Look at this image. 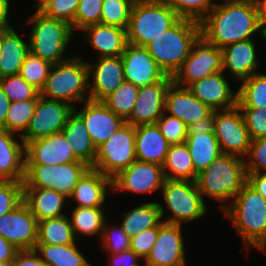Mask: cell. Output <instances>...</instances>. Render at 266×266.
<instances>
[{
  "label": "cell",
  "mask_w": 266,
  "mask_h": 266,
  "mask_svg": "<svg viewBox=\"0 0 266 266\" xmlns=\"http://www.w3.org/2000/svg\"><path fill=\"white\" fill-rule=\"evenodd\" d=\"M52 64L28 52L21 66L20 76L39 92L44 88Z\"/></svg>",
  "instance_id": "cell-41"
},
{
  "label": "cell",
  "mask_w": 266,
  "mask_h": 266,
  "mask_svg": "<svg viewBox=\"0 0 266 266\" xmlns=\"http://www.w3.org/2000/svg\"><path fill=\"white\" fill-rule=\"evenodd\" d=\"M199 36V22L180 18L145 48L158 67L166 75L173 77L189 56L191 47Z\"/></svg>",
  "instance_id": "cell-4"
},
{
  "label": "cell",
  "mask_w": 266,
  "mask_h": 266,
  "mask_svg": "<svg viewBox=\"0 0 266 266\" xmlns=\"http://www.w3.org/2000/svg\"><path fill=\"white\" fill-rule=\"evenodd\" d=\"M11 9H0V33H4L8 31L11 27L12 24L9 21L8 17L10 14Z\"/></svg>",
  "instance_id": "cell-59"
},
{
  "label": "cell",
  "mask_w": 266,
  "mask_h": 266,
  "mask_svg": "<svg viewBox=\"0 0 266 266\" xmlns=\"http://www.w3.org/2000/svg\"><path fill=\"white\" fill-rule=\"evenodd\" d=\"M258 33V34H257ZM260 35L262 31L260 6L257 0H224L215 3L200 22V35L219 49Z\"/></svg>",
  "instance_id": "cell-1"
},
{
  "label": "cell",
  "mask_w": 266,
  "mask_h": 266,
  "mask_svg": "<svg viewBox=\"0 0 266 266\" xmlns=\"http://www.w3.org/2000/svg\"><path fill=\"white\" fill-rule=\"evenodd\" d=\"M13 26L1 33L0 78L20 74L21 66L29 52V42Z\"/></svg>",
  "instance_id": "cell-30"
},
{
  "label": "cell",
  "mask_w": 266,
  "mask_h": 266,
  "mask_svg": "<svg viewBox=\"0 0 266 266\" xmlns=\"http://www.w3.org/2000/svg\"><path fill=\"white\" fill-rule=\"evenodd\" d=\"M77 242L68 214L38 222L36 245H69Z\"/></svg>",
  "instance_id": "cell-36"
},
{
  "label": "cell",
  "mask_w": 266,
  "mask_h": 266,
  "mask_svg": "<svg viewBox=\"0 0 266 266\" xmlns=\"http://www.w3.org/2000/svg\"><path fill=\"white\" fill-rule=\"evenodd\" d=\"M179 19L165 0H135L127 28L128 43L145 47Z\"/></svg>",
  "instance_id": "cell-7"
},
{
  "label": "cell",
  "mask_w": 266,
  "mask_h": 266,
  "mask_svg": "<svg viewBox=\"0 0 266 266\" xmlns=\"http://www.w3.org/2000/svg\"><path fill=\"white\" fill-rule=\"evenodd\" d=\"M11 8L10 0H0V9H9Z\"/></svg>",
  "instance_id": "cell-61"
},
{
  "label": "cell",
  "mask_w": 266,
  "mask_h": 266,
  "mask_svg": "<svg viewBox=\"0 0 266 266\" xmlns=\"http://www.w3.org/2000/svg\"><path fill=\"white\" fill-rule=\"evenodd\" d=\"M257 43L254 39L236 42L221 49L223 72L231 74L234 81H243L258 73Z\"/></svg>",
  "instance_id": "cell-23"
},
{
  "label": "cell",
  "mask_w": 266,
  "mask_h": 266,
  "mask_svg": "<svg viewBox=\"0 0 266 266\" xmlns=\"http://www.w3.org/2000/svg\"><path fill=\"white\" fill-rule=\"evenodd\" d=\"M23 202L38 222L66 215L69 206L68 197L51 188L23 187Z\"/></svg>",
  "instance_id": "cell-27"
},
{
  "label": "cell",
  "mask_w": 266,
  "mask_h": 266,
  "mask_svg": "<svg viewBox=\"0 0 266 266\" xmlns=\"http://www.w3.org/2000/svg\"><path fill=\"white\" fill-rule=\"evenodd\" d=\"M73 111L74 107L67 102L39 95L33 117L20 138L26 145L32 140L60 133Z\"/></svg>",
  "instance_id": "cell-13"
},
{
  "label": "cell",
  "mask_w": 266,
  "mask_h": 266,
  "mask_svg": "<svg viewBox=\"0 0 266 266\" xmlns=\"http://www.w3.org/2000/svg\"><path fill=\"white\" fill-rule=\"evenodd\" d=\"M121 215L123 220L119 225L130 238L146 229L158 226L163 221L158 202L154 201L139 204Z\"/></svg>",
  "instance_id": "cell-33"
},
{
  "label": "cell",
  "mask_w": 266,
  "mask_h": 266,
  "mask_svg": "<svg viewBox=\"0 0 266 266\" xmlns=\"http://www.w3.org/2000/svg\"><path fill=\"white\" fill-rule=\"evenodd\" d=\"M40 95L67 102L73 107V103L90 99L87 61L72 55L69 60L52 65Z\"/></svg>",
  "instance_id": "cell-5"
},
{
  "label": "cell",
  "mask_w": 266,
  "mask_h": 266,
  "mask_svg": "<svg viewBox=\"0 0 266 266\" xmlns=\"http://www.w3.org/2000/svg\"><path fill=\"white\" fill-rule=\"evenodd\" d=\"M164 181L161 165L136 160L112 178V189L118 193L148 194L160 191Z\"/></svg>",
  "instance_id": "cell-14"
},
{
  "label": "cell",
  "mask_w": 266,
  "mask_h": 266,
  "mask_svg": "<svg viewBox=\"0 0 266 266\" xmlns=\"http://www.w3.org/2000/svg\"><path fill=\"white\" fill-rule=\"evenodd\" d=\"M69 245H36L34 251L48 266H93L77 248Z\"/></svg>",
  "instance_id": "cell-37"
},
{
  "label": "cell",
  "mask_w": 266,
  "mask_h": 266,
  "mask_svg": "<svg viewBox=\"0 0 266 266\" xmlns=\"http://www.w3.org/2000/svg\"><path fill=\"white\" fill-rule=\"evenodd\" d=\"M80 111H74L87 127L89 136L96 149L105 143L126 121L112 112L102 101L88 99L82 102Z\"/></svg>",
  "instance_id": "cell-18"
},
{
  "label": "cell",
  "mask_w": 266,
  "mask_h": 266,
  "mask_svg": "<svg viewBox=\"0 0 266 266\" xmlns=\"http://www.w3.org/2000/svg\"><path fill=\"white\" fill-rule=\"evenodd\" d=\"M103 0H80L74 19V31L101 23Z\"/></svg>",
  "instance_id": "cell-47"
},
{
  "label": "cell",
  "mask_w": 266,
  "mask_h": 266,
  "mask_svg": "<svg viewBox=\"0 0 266 266\" xmlns=\"http://www.w3.org/2000/svg\"><path fill=\"white\" fill-rule=\"evenodd\" d=\"M28 18V24H32L27 40L30 52L52 65L65 62L71 58H67L65 55V51L75 33L70 24L47 17L37 9Z\"/></svg>",
  "instance_id": "cell-6"
},
{
  "label": "cell",
  "mask_w": 266,
  "mask_h": 266,
  "mask_svg": "<svg viewBox=\"0 0 266 266\" xmlns=\"http://www.w3.org/2000/svg\"><path fill=\"white\" fill-rule=\"evenodd\" d=\"M169 146L156 123L135 126V153L138 161L162 166Z\"/></svg>",
  "instance_id": "cell-29"
},
{
  "label": "cell",
  "mask_w": 266,
  "mask_h": 266,
  "mask_svg": "<svg viewBox=\"0 0 266 266\" xmlns=\"http://www.w3.org/2000/svg\"><path fill=\"white\" fill-rule=\"evenodd\" d=\"M251 140L266 137V108L239 107Z\"/></svg>",
  "instance_id": "cell-51"
},
{
  "label": "cell",
  "mask_w": 266,
  "mask_h": 266,
  "mask_svg": "<svg viewBox=\"0 0 266 266\" xmlns=\"http://www.w3.org/2000/svg\"><path fill=\"white\" fill-rule=\"evenodd\" d=\"M70 211L69 220L74 231V234L78 239L82 235L92 237L99 236V240L102 236L105 220L108 218L105 213V207H76L73 206ZM71 217V218H70Z\"/></svg>",
  "instance_id": "cell-34"
},
{
  "label": "cell",
  "mask_w": 266,
  "mask_h": 266,
  "mask_svg": "<svg viewBox=\"0 0 266 266\" xmlns=\"http://www.w3.org/2000/svg\"><path fill=\"white\" fill-rule=\"evenodd\" d=\"M180 18L201 22L214 7L213 0H165Z\"/></svg>",
  "instance_id": "cell-45"
},
{
  "label": "cell",
  "mask_w": 266,
  "mask_h": 266,
  "mask_svg": "<svg viewBox=\"0 0 266 266\" xmlns=\"http://www.w3.org/2000/svg\"><path fill=\"white\" fill-rule=\"evenodd\" d=\"M220 71H223L221 49L200 35L193 43L189 56L172 78L176 85L188 87L195 81Z\"/></svg>",
  "instance_id": "cell-11"
},
{
  "label": "cell",
  "mask_w": 266,
  "mask_h": 266,
  "mask_svg": "<svg viewBox=\"0 0 266 266\" xmlns=\"http://www.w3.org/2000/svg\"><path fill=\"white\" fill-rule=\"evenodd\" d=\"M196 183L203 199L207 196L221 203L219 210L223 212L228 207L227 202L231 203L247 183L245 161L241 157L222 153L197 175Z\"/></svg>",
  "instance_id": "cell-3"
},
{
  "label": "cell",
  "mask_w": 266,
  "mask_h": 266,
  "mask_svg": "<svg viewBox=\"0 0 266 266\" xmlns=\"http://www.w3.org/2000/svg\"><path fill=\"white\" fill-rule=\"evenodd\" d=\"M108 219L105 220L102 236L99 240L102 250H106L105 254H119L129 250L131 238L123 231L121 226L110 223Z\"/></svg>",
  "instance_id": "cell-43"
},
{
  "label": "cell",
  "mask_w": 266,
  "mask_h": 266,
  "mask_svg": "<svg viewBox=\"0 0 266 266\" xmlns=\"http://www.w3.org/2000/svg\"><path fill=\"white\" fill-rule=\"evenodd\" d=\"M136 160L135 126L126 122L97 148L94 164L90 168L113 178Z\"/></svg>",
  "instance_id": "cell-9"
},
{
  "label": "cell",
  "mask_w": 266,
  "mask_h": 266,
  "mask_svg": "<svg viewBox=\"0 0 266 266\" xmlns=\"http://www.w3.org/2000/svg\"><path fill=\"white\" fill-rule=\"evenodd\" d=\"M46 0H38L35 4H33L34 9H39L41 5L45 2Z\"/></svg>",
  "instance_id": "cell-62"
},
{
  "label": "cell",
  "mask_w": 266,
  "mask_h": 266,
  "mask_svg": "<svg viewBox=\"0 0 266 266\" xmlns=\"http://www.w3.org/2000/svg\"><path fill=\"white\" fill-rule=\"evenodd\" d=\"M258 2L260 6L262 31L266 37V0H258Z\"/></svg>",
  "instance_id": "cell-60"
},
{
  "label": "cell",
  "mask_w": 266,
  "mask_h": 266,
  "mask_svg": "<svg viewBox=\"0 0 266 266\" xmlns=\"http://www.w3.org/2000/svg\"><path fill=\"white\" fill-rule=\"evenodd\" d=\"M0 86L10 102L38 99L40 92L19 74L0 78Z\"/></svg>",
  "instance_id": "cell-44"
},
{
  "label": "cell",
  "mask_w": 266,
  "mask_h": 266,
  "mask_svg": "<svg viewBox=\"0 0 266 266\" xmlns=\"http://www.w3.org/2000/svg\"><path fill=\"white\" fill-rule=\"evenodd\" d=\"M185 144L197 175L222 154L214 132L188 134Z\"/></svg>",
  "instance_id": "cell-32"
},
{
  "label": "cell",
  "mask_w": 266,
  "mask_h": 266,
  "mask_svg": "<svg viewBox=\"0 0 266 266\" xmlns=\"http://www.w3.org/2000/svg\"><path fill=\"white\" fill-rule=\"evenodd\" d=\"M80 0H46L39 9L43 15L62 20L71 25L74 32V19Z\"/></svg>",
  "instance_id": "cell-46"
},
{
  "label": "cell",
  "mask_w": 266,
  "mask_h": 266,
  "mask_svg": "<svg viewBox=\"0 0 266 266\" xmlns=\"http://www.w3.org/2000/svg\"><path fill=\"white\" fill-rule=\"evenodd\" d=\"M125 81L141 87L160 82L166 74L145 47L129 44L121 55Z\"/></svg>",
  "instance_id": "cell-22"
},
{
  "label": "cell",
  "mask_w": 266,
  "mask_h": 266,
  "mask_svg": "<svg viewBox=\"0 0 266 266\" xmlns=\"http://www.w3.org/2000/svg\"><path fill=\"white\" fill-rule=\"evenodd\" d=\"M213 110L197 99L187 87L172 82L165 95V112L180 119L188 127L206 118Z\"/></svg>",
  "instance_id": "cell-25"
},
{
  "label": "cell",
  "mask_w": 266,
  "mask_h": 266,
  "mask_svg": "<svg viewBox=\"0 0 266 266\" xmlns=\"http://www.w3.org/2000/svg\"><path fill=\"white\" fill-rule=\"evenodd\" d=\"M223 71L204 77L190 84V92L213 111L233 108L237 105V90L233 91Z\"/></svg>",
  "instance_id": "cell-20"
},
{
  "label": "cell",
  "mask_w": 266,
  "mask_h": 266,
  "mask_svg": "<svg viewBox=\"0 0 266 266\" xmlns=\"http://www.w3.org/2000/svg\"><path fill=\"white\" fill-rule=\"evenodd\" d=\"M135 0H103L101 23L127 29Z\"/></svg>",
  "instance_id": "cell-42"
},
{
  "label": "cell",
  "mask_w": 266,
  "mask_h": 266,
  "mask_svg": "<svg viewBox=\"0 0 266 266\" xmlns=\"http://www.w3.org/2000/svg\"><path fill=\"white\" fill-rule=\"evenodd\" d=\"M11 266H48L34 250L18 251Z\"/></svg>",
  "instance_id": "cell-53"
},
{
  "label": "cell",
  "mask_w": 266,
  "mask_h": 266,
  "mask_svg": "<svg viewBox=\"0 0 266 266\" xmlns=\"http://www.w3.org/2000/svg\"><path fill=\"white\" fill-rule=\"evenodd\" d=\"M0 266H11V263L0 262Z\"/></svg>",
  "instance_id": "cell-63"
},
{
  "label": "cell",
  "mask_w": 266,
  "mask_h": 266,
  "mask_svg": "<svg viewBox=\"0 0 266 266\" xmlns=\"http://www.w3.org/2000/svg\"><path fill=\"white\" fill-rule=\"evenodd\" d=\"M160 192L165 205L159 202L158 205L165 223L183 226L201 219L208 212L207 202L201 196L196 181L165 179ZM166 211L170 212L172 217L169 215L164 220Z\"/></svg>",
  "instance_id": "cell-8"
},
{
  "label": "cell",
  "mask_w": 266,
  "mask_h": 266,
  "mask_svg": "<svg viewBox=\"0 0 266 266\" xmlns=\"http://www.w3.org/2000/svg\"><path fill=\"white\" fill-rule=\"evenodd\" d=\"M165 179L196 181L197 174L185 143L169 146L162 165Z\"/></svg>",
  "instance_id": "cell-35"
},
{
  "label": "cell",
  "mask_w": 266,
  "mask_h": 266,
  "mask_svg": "<svg viewBox=\"0 0 266 266\" xmlns=\"http://www.w3.org/2000/svg\"><path fill=\"white\" fill-rule=\"evenodd\" d=\"M182 225L159 224L157 240L148 257L145 266H187Z\"/></svg>",
  "instance_id": "cell-16"
},
{
  "label": "cell",
  "mask_w": 266,
  "mask_h": 266,
  "mask_svg": "<svg viewBox=\"0 0 266 266\" xmlns=\"http://www.w3.org/2000/svg\"><path fill=\"white\" fill-rule=\"evenodd\" d=\"M158 232L159 225L146 229L139 235L132 237L130 249L144 261L157 240Z\"/></svg>",
  "instance_id": "cell-52"
},
{
  "label": "cell",
  "mask_w": 266,
  "mask_h": 266,
  "mask_svg": "<svg viewBox=\"0 0 266 266\" xmlns=\"http://www.w3.org/2000/svg\"><path fill=\"white\" fill-rule=\"evenodd\" d=\"M18 251L19 250L0 235V262L12 263Z\"/></svg>",
  "instance_id": "cell-57"
},
{
  "label": "cell",
  "mask_w": 266,
  "mask_h": 266,
  "mask_svg": "<svg viewBox=\"0 0 266 266\" xmlns=\"http://www.w3.org/2000/svg\"><path fill=\"white\" fill-rule=\"evenodd\" d=\"M188 134H199L206 132H214V111L206 118L196 121L187 127Z\"/></svg>",
  "instance_id": "cell-55"
},
{
  "label": "cell",
  "mask_w": 266,
  "mask_h": 266,
  "mask_svg": "<svg viewBox=\"0 0 266 266\" xmlns=\"http://www.w3.org/2000/svg\"><path fill=\"white\" fill-rule=\"evenodd\" d=\"M89 168L85 162L58 165L26 164L23 187L51 188L69 197Z\"/></svg>",
  "instance_id": "cell-10"
},
{
  "label": "cell",
  "mask_w": 266,
  "mask_h": 266,
  "mask_svg": "<svg viewBox=\"0 0 266 266\" xmlns=\"http://www.w3.org/2000/svg\"><path fill=\"white\" fill-rule=\"evenodd\" d=\"M37 233L38 221L24 202L0 216V235L19 251L34 250Z\"/></svg>",
  "instance_id": "cell-15"
},
{
  "label": "cell",
  "mask_w": 266,
  "mask_h": 266,
  "mask_svg": "<svg viewBox=\"0 0 266 266\" xmlns=\"http://www.w3.org/2000/svg\"><path fill=\"white\" fill-rule=\"evenodd\" d=\"M62 132L32 140L25 145L26 164L58 165L83 162L73 154Z\"/></svg>",
  "instance_id": "cell-21"
},
{
  "label": "cell",
  "mask_w": 266,
  "mask_h": 266,
  "mask_svg": "<svg viewBox=\"0 0 266 266\" xmlns=\"http://www.w3.org/2000/svg\"><path fill=\"white\" fill-rule=\"evenodd\" d=\"M111 194L112 178L89 168L79 179L68 201L73 202L76 207H104Z\"/></svg>",
  "instance_id": "cell-24"
},
{
  "label": "cell",
  "mask_w": 266,
  "mask_h": 266,
  "mask_svg": "<svg viewBox=\"0 0 266 266\" xmlns=\"http://www.w3.org/2000/svg\"><path fill=\"white\" fill-rule=\"evenodd\" d=\"M172 82V76L166 75L160 82L139 87L135 106L126 122L133 126L155 124L165 112V95Z\"/></svg>",
  "instance_id": "cell-19"
},
{
  "label": "cell",
  "mask_w": 266,
  "mask_h": 266,
  "mask_svg": "<svg viewBox=\"0 0 266 266\" xmlns=\"http://www.w3.org/2000/svg\"><path fill=\"white\" fill-rule=\"evenodd\" d=\"M23 202V181L0 180V216Z\"/></svg>",
  "instance_id": "cell-49"
},
{
  "label": "cell",
  "mask_w": 266,
  "mask_h": 266,
  "mask_svg": "<svg viewBox=\"0 0 266 266\" xmlns=\"http://www.w3.org/2000/svg\"><path fill=\"white\" fill-rule=\"evenodd\" d=\"M10 100L0 86V129L5 130V119L10 106Z\"/></svg>",
  "instance_id": "cell-58"
},
{
  "label": "cell",
  "mask_w": 266,
  "mask_h": 266,
  "mask_svg": "<svg viewBox=\"0 0 266 266\" xmlns=\"http://www.w3.org/2000/svg\"><path fill=\"white\" fill-rule=\"evenodd\" d=\"M139 87L124 81L102 102L125 121L130 117L137 99Z\"/></svg>",
  "instance_id": "cell-39"
},
{
  "label": "cell",
  "mask_w": 266,
  "mask_h": 266,
  "mask_svg": "<svg viewBox=\"0 0 266 266\" xmlns=\"http://www.w3.org/2000/svg\"><path fill=\"white\" fill-rule=\"evenodd\" d=\"M247 183L266 199V173H247Z\"/></svg>",
  "instance_id": "cell-56"
},
{
  "label": "cell",
  "mask_w": 266,
  "mask_h": 266,
  "mask_svg": "<svg viewBox=\"0 0 266 266\" xmlns=\"http://www.w3.org/2000/svg\"><path fill=\"white\" fill-rule=\"evenodd\" d=\"M95 59L87 61L89 96L91 100L103 101L125 81L124 66L121 56Z\"/></svg>",
  "instance_id": "cell-17"
},
{
  "label": "cell",
  "mask_w": 266,
  "mask_h": 266,
  "mask_svg": "<svg viewBox=\"0 0 266 266\" xmlns=\"http://www.w3.org/2000/svg\"><path fill=\"white\" fill-rule=\"evenodd\" d=\"M214 133L222 153L247 156L252 140L238 105L214 111Z\"/></svg>",
  "instance_id": "cell-12"
},
{
  "label": "cell",
  "mask_w": 266,
  "mask_h": 266,
  "mask_svg": "<svg viewBox=\"0 0 266 266\" xmlns=\"http://www.w3.org/2000/svg\"><path fill=\"white\" fill-rule=\"evenodd\" d=\"M91 48L98 51V57L121 56L128 45L127 29L98 23L82 30Z\"/></svg>",
  "instance_id": "cell-26"
},
{
  "label": "cell",
  "mask_w": 266,
  "mask_h": 266,
  "mask_svg": "<svg viewBox=\"0 0 266 266\" xmlns=\"http://www.w3.org/2000/svg\"><path fill=\"white\" fill-rule=\"evenodd\" d=\"M239 107L266 108V73L258 72L240 82L237 90Z\"/></svg>",
  "instance_id": "cell-38"
},
{
  "label": "cell",
  "mask_w": 266,
  "mask_h": 266,
  "mask_svg": "<svg viewBox=\"0 0 266 266\" xmlns=\"http://www.w3.org/2000/svg\"><path fill=\"white\" fill-rule=\"evenodd\" d=\"M242 239L245 250L266 253V199L246 183L222 212Z\"/></svg>",
  "instance_id": "cell-2"
},
{
  "label": "cell",
  "mask_w": 266,
  "mask_h": 266,
  "mask_svg": "<svg viewBox=\"0 0 266 266\" xmlns=\"http://www.w3.org/2000/svg\"><path fill=\"white\" fill-rule=\"evenodd\" d=\"M244 161L247 173H266V137L251 141Z\"/></svg>",
  "instance_id": "cell-50"
},
{
  "label": "cell",
  "mask_w": 266,
  "mask_h": 266,
  "mask_svg": "<svg viewBox=\"0 0 266 266\" xmlns=\"http://www.w3.org/2000/svg\"><path fill=\"white\" fill-rule=\"evenodd\" d=\"M61 132L70 144L69 147L72 148L75 157L91 167L94 164L97 149L89 136L85 123L75 111L69 115Z\"/></svg>",
  "instance_id": "cell-31"
},
{
  "label": "cell",
  "mask_w": 266,
  "mask_h": 266,
  "mask_svg": "<svg viewBox=\"0 0 266 266\" xmlns=\"http://www.w3.org/2000/svg\"><path fill=\"white\" fill-rule=\"evenodd\" d=\"M108 263L110 266H140L141 258L131 249L123 251L119 254H108Z\"/></svg>",
  "instance_id": "cell-54"
},
{
  "label": "cell",
  "mask_w": 266,
  "mask_h": 266,
  "mask_svg": "<svg viewBox=\"0 0 266 266\" xmlns=\"http://www.w3.org/2000/svg\"><path fill=\"white\" fill-rule=\"evenodd\" d=\"M15 135L0 129V180L24 181L25 143Z\"/></svg>",
  "instance_id": "cell-28"
},
{
  "label": "cell",
  "mask_w": 266,
  "mask_h": 266,
  "mask_svg": "<svg viewBox=\"0 0 266 266\" xmlns=\"http://www.w3.org/2000/svg\"><path fill=\"white\" fill-rule=\"evenodd\" d=\"M156 124L170 145L185 143L188 130L180 119L164 112Z\"/></svg>",
  "instance_id": "cell-48"
},
{
  "label": "cell",
  "mask_w": 266,
  "mask_h": 266,
  "mask_svg": "<svg viewBox=\"0 0 266 266\" xmlns=\"http://www.w3.org/2000/svg\"><path fill=\"white\" fill-rule=\"evenodd\" d=\"M37 99L11 102L5 119V130L20 136L27 130Z\"/></svg>",
  "instance_id": "cell-40"
}]
</instances>
